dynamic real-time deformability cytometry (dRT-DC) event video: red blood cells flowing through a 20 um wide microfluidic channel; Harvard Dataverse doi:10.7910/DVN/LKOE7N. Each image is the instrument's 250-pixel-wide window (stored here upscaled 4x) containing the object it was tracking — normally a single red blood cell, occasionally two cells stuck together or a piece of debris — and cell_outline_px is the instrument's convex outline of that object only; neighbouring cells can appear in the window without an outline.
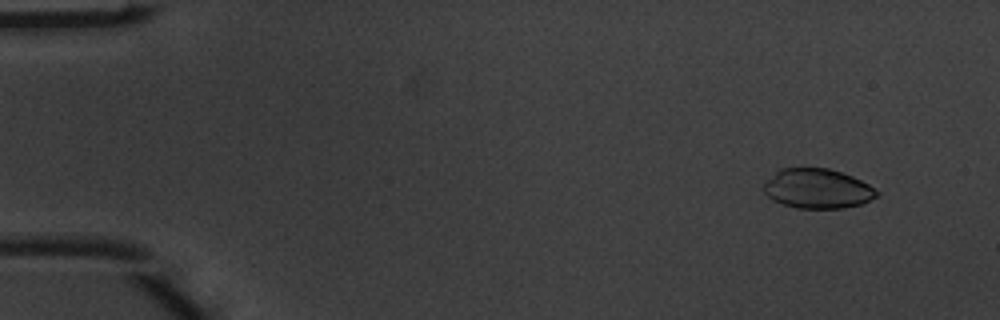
{"species": "common noctule bat (a hibernating species)", "species_latin": "Nyctalus noctula", "temperature_condition": "warm", "stored_images_in_passage": 4, "camera_frame_rate_fps": 3000, "um_per_image_px": 0.085, "animal": {"sex": "male", "body_mass_g": 20.1, "forearm_length_mm": 53.5}, "frame": {"image": 1, "passage_image": 1, "time_ms": 0.0, "image_size_px": [1000, 320], "cell_outline_px": [[880, 196], [860, 204], [844, 208], [796, 208], [772, 200], [764, 192], [764, 184], [780, 168], [828, 168], [852, 176], [868, 184], [880, 192]], "centroid_in_image_um": [69.51, 16.04], "position_along_channel_um": 15.5, "area_um2": 26.01}}